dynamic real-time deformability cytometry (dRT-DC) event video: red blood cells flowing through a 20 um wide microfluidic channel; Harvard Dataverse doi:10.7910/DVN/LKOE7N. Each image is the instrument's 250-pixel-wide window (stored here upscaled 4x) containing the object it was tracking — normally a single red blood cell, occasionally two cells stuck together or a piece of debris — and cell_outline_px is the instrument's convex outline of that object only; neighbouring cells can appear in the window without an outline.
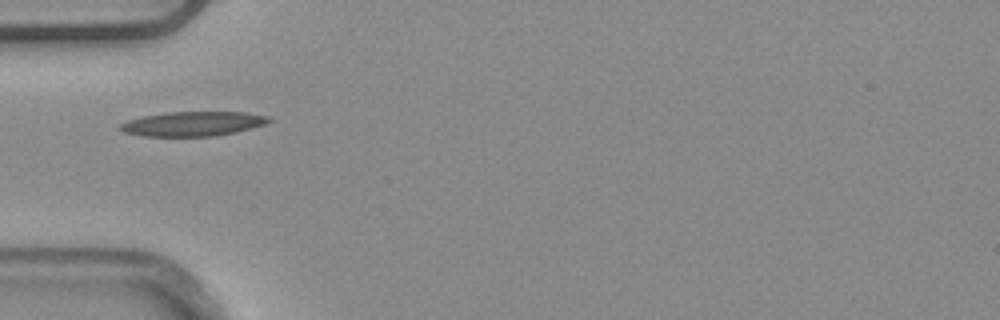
{"species": "common noctule bat (a hibernating species)", "species_latin": "Nyctalus noctula", "temperature_condition": "warm", "stored_images_in_passage": 1, "camera_frame_rate_fps": 3000, "um_per_image_px": 0.085, "animal": {"sex": "male", "body_mass_g": 20.4}, "frame": {"image": 1, "passage_image": 1, "time_ms": 0.0, "image_size_px": [1000, 320], "cell_outline_px": [[272, 120], [264, 124], [252, 128], [236, 132], [212, 136], [140, 136], [124, 132], [116, 128], [120, 124], [128, 120], [144, 116], [168, 112], [244, 112], [272, 116]], "centroid_in_image_um": [16.4, 10.52], "position_along_channel_um": 68.6, "area_um2": 21.33}}